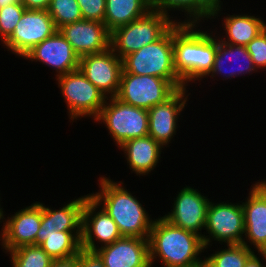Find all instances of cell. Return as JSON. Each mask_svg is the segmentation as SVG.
Instances as JSON below:
<instances>
[{"mask_svg": "<svg viewBox=\"0 0 266 267\" xmlns=\"http://www.w3.org/2000/svg\"><path fill=\"white\" fill-rule=\"evenodd\" d=\"M200 26V27H199ZM199 27V28H198ZM202 24L173 25V59L174 69L185 87L196 81L207 79L211 72L216 51L217 34L219 31H207L201 29ZM198 28V29H197ZM190 83V84H189Z\"/></svg>", "mask_w": 266, "mask_h": 267, "instance_id": "1", "label": "cell"}, {"mask_svg": "<svg viewBox=\"0 0 266 267\" xmlns=\"http://www.w3.org/2000/svg\"><path fill=\"white\" fill-rule=\"evenodd\" d=\"M98 192L89 193L90 197L117 224L122 236L149 238L155 218L140 203L133 193L127 190L124 181H114L101 175L98 178Z\"/></svg>", "mask_w": 266, "mask_h": 267, "instance_id": "2", "label": "cell"}, {"mask_svg": "<svg viewBox=\"0 0 266 267\" xmlns=\"http://www.w3.org/2000/svg\"><path fill=\"white\" fill-rule=\"evenodd\" d=\"M148 241L151 267L159 261L162 267H185L204 261L202 237L172 225L162 216L154 220Z\"/></svg>", "mask_w": 266, "mask_h": 267, "instance_id": "3", "label": "cell"}, {"mask_svg": "<svg viewBox=\"0 0 266 267\" xmlns=\"http://www.w3.org/2000/svg\"><path fill=\"white\" fill-rule=\"evenodd\" d=\"M122 62V73L157 76L177 90L185 87L174 69L173 26L160 39L125 56Z\"/></svg>", "mask_w": 266, "mask_h": 267, "instance_id": "4", "label": "cell"}, {"mask_svg": "<svg viewBox=\"0 0 266 267\" xmlns=\"http://www.w3.org/2000/svg\"><path fill=\"white\" fill-rule=\"evenodd\" d=\"M175 22L151 9L143 17L110 33V49L123 59L130 53L160 39Z\"/></svg>", "mask_w": 266, "mask_h": 267, "instance_id": "5", "label": "cell"}, {"mask_svg": "<svg viewBox=\"0 0 266 267\" xmlns=\"http://www.w3.org/2000/svg\"><path fill=\"white\" fill-rule=\"evenodd\" d=\"M55 79L64 97L70 123L86 117L94 120L99 115L107 97L79 69Z\"/></svg>", "mask_w": 266, "mask_h": 267, "instance_id": "6", "label": "cell"}, {"mask_svg": "<svg viewBox=\"0 0 266 267\" xmlns=\"http://www.w3.org/2000/svg\"><path fill=\"white\" fill-rule=\"evenodd\" d=\"M94 121L105 125L117 148L130 139L148 136V110L126 104L116 97L107 98Z\"/></svg>", "mask_w": 266, "mask_h": 267, "instance_id": "7", "label": "cell"}, {"mask_svg": "<svg viewBox=\"0 0 266 267\" xmlns=\"http://www.w3.org/2000/svg\"><path fill=\"white\" fill-rule=\"evenodd\" d=\"M229 200L209 203L206 217V232H203L205 252L212 246L213 241L219 244H241L244 239V211L242 204ZM208 234V235H207Z\"/></svg>", "mask_w": 266, "mask_h": 267, "instance_id": "8", "label": "cell"}, {"mask_svg": "<svg viewBox=\"0 0 266 267\" xmlns=\"http://www.w3.org/2000/svg\"><path fill=\"white\" fill-rule=\"evenodd\" d=\"M176 91L177 89L166 79L122 73L115 97L131 106L149 110L157 104L164 103Z\"/></svg>", "mask_w": 266, "mask_h": 267, "instance_id": "9", "label": "cell"}, {"mask_svg": "<svg viewBox=\"0 0 266 267\" xmlns=\"http://www.w3.org/2000/svg\"><path fill=\"white\" fill-rule=\"evenodd\" d=\"M58 29L47 10H25L14 32L3 43L15 57H24L35 45L51 37Z\"/></svg>", "mask_w": 266, "mask_h": 267, "instance_id": "10", "label": "cell"}, {"mask_svg": "<svg viewBox=\"0 0 266 267\" xmlns=\"http://www.w3.org/2000/svg\"><path fill=\"white\" fill-rule=\"evenodd\" d=\"M2 213V228L0 245L4 253L24 245H36V236L42 221V202L35 201L30 206H24L10 217Z\"/></svg>", "mask_w": 266, "mask_h": 267, "instance_id": "11", "label": "cell"}, {"mask_svg": "<svg viewBox=\"0 0 266 267\" xmlns=\"http://www.w3.org/2000/svg\"><path fill=\"white\" fill-rule=\"evenodd\" d=\"M179 191L173 199L172 209L162 217L176 227L203 237L202 230L205 229L207 209L211 199L189 185Z\"/></svg>", "mask_w": 266, "mask_h": 267, "instance_id": "12", "label": "cell"}, {"mask_svg": "<svg viewBox=\"0 0 266 267\" xmlns=\"http://www.w3.org/2000/svg\"><path fill=\"white\" fill-rule=\"evenodd\" d=\"M187 87L178 89L164 103L157 104L148 110V135L159 142L164 148L169 147L177 133L183 110L188 105ZM173 139V140H172Z\"/></svg>", "mask_w": 266, "mask_h": 267, "instance_id": "13", "label": "cell"}, {"mask_svg": "<svg viewBox=\"0 0 266 267\" xmlns=\"http://www.w3.org/2000/svg\"><path fill=\"white\" fill-rule=\"evenodd\" d=\"M79 70L107 98L117 95L123 62L110 48L102 53L81 56Z\"/></svg>", "mask_w": 266, "mask_h": 267, "instance_id": "14", "label": "cell"}, {"mask_svg": "<svg viewBox=\"0 0 266 267\" xmlns=\"http://www.w3.org/2000/svg\"><path fill=\"white\" fill-rule=\"evenodd\" d=\"M117 224L89 197L82 212L81 248L96 251L120 239ZM99 243V244H98Z\"/></svg>", "mask_w": 266, "mask_h": 267, "instance_id": "15", "label": "cell"}, {"mask_svg": "<svg viewBox=\"0 0 266 267\" xmlns=\"http://www.w3.org/2000/svg\"><path fill=\"white\" fill-rule=\"evenodd\" d=\"M255 182L248 189L250 191L245 201H241L245 222L242 243L259 252L266 244V179Z\"/></svg>", "mask_w": 266, "mask_h": 267, "instance_id": "16", "label": "cell"}, {"mask_svg": "<svg viewBox=\"0 0 266 267\" xmlns=\"http://www.w3.org/2000/svg\"><path fill=\"white\" fill-rule=\"evenodd\" d=\"M79 58L59 30L35 45L23 57L32 63L40 62L52 68L56 72L54 73L56 77L79 69Z\"/></svg>", "mask_w": 266, "mask_h": 267, "instance_id": "17", "label": "cell"}, {"mask_svg": "<svg viewBox=\"0 0 266 267\" xmlns=\"http://www.w3.org/2000/svg\"><path fill=\"white\" fill-rule=\"evenodd\" d=\"M58 30L79 57L102 53L110 48V32L102 22L83 19Z\"/></svg>", "mask_w": 266, "mask_h": 267, "instance_id": "18", "label": "cell"}, {"mask_svg": "<svg viewBox=\"0 0 266 267\" xmlns=\"http://www.w3.org/2000/svg\"><path fill=\"white\" fill-rule=\"evenodd\" d=\"M96 252L105 267H151L148 238L122 236Z\"/></svg>", "mask_w": 266, "mask_h": 267, "instance_id": "19", "label": "cell"}, {"mask_svg": "<svg viewBox=\"0 0 266 267\" xmlns=\"http://www.w3.org/2000/svg\"><path fill=\"white\" fill-rule=\"evenodd\" d=\"M217 34V51L211 72L206 76L211 79L223 77L222 81L236 77H244L245 74L259 72L253 64V60L246 46L232 45L222 42ZM228 64V65H227ZM237 65V66H236ZM230 67V68H229ZM251 73V74H250ZM217 76V77H216ZM227 79V80H226Z\"/></svg>", "mask_w": 266, "mask_h": 267, "instance_id": "20", "label": "cell"}, {"mask_svg": "<svg viewBox=\"0 0 266 267\" xmlns=\"http://www.w3.org/2000/svg\"><path fill=\"white\" fill-rule=\"evenodd\" d=\"M117 149L123 151L126 163L131 173L137 176H148L151 171L156 169L159 161L161 162V154L164 147L151 136H145L130 139L121 144Z\"/></svg>", "mask_w": 266, "mask_h": 267, "instance_id": "21", "label": "cell"}, {"mask_svg": "<svg viewBox=\"0 0 266 267\" xmlns=\"http://www.w3.org/2000/svg\"><path fill=\"white\" fill-rule=\"evenodd\" d=\"M223 33L218 38L227 44L246 46L252 39H254L261 31L266 28V22L258 15L249 14H233L226 13L222 18ZM222 27V28H221ZM221 36V37H220Z\"/></svg>", "mask_w": 266, "mask_h": 267, "instance_id": "22", "label": "cell"}, {"mask_svg": "<svg viewBox=\"0 0 266 267\" xmlns=\"http://www.w3.org/2000/svg\"><path fill=\"white\" fill-rule=\"evenodd\" d=\"M90 194L68 201L59 209L47 207L42 203V221L40 227H51L56 232H82V212ZM55 209V210H54Z\"/></svg>", "mask_w": 266, "mask_h": 267, "instance_id": "23", "label": "cell"}, {"mask_svg": "<svg viewBox=\"0 0 266 267\" xmlns=\"http://www.w3.org/2000/svg\"><path fill=\"white\" fill-rule=\"evenodd\" d=\"M150 10L151 0H106L104 24L111 33L143 17Z\"/></svg>", "mask_w": 266, "mask_h": 267, "instance_id": "24", "label": "cell"}, {"mask_svg": "<svg viewBox=\"0 0 266 267\" xmlns=\"http://www.w3.org/2000/svg\"><path fill=\"white\" fill-rule=\"evenodd\" d=\"M151 9L170 17L179 24H204L205 23V0H151ZM172 11L184 12L180 20L169 15ZM174 18V19H173ZM177 20H176V19ZM204 23H203V22Z\"/></svg>", "mask_w": 266, "mask_h": 267, "instance_id": "25", "label": "cell"}, {"mask_svg": "<svg viewBox=\"0 0 266 267\" xmlns=\"http://www.w3.org/2000/svg\"><path fill=\"white\" fill-rule=\"evenodd\" d=\"M82 232H63L56 234L41 235L36 240L39 245L52 259H65L75 255L81 249Z\"/></svg>", "mask_w": 266, "mask_h": 267, "instance_id": "26", "label": "cell"}, {"mask_svg": "<svg viewBox=\"0 0 266 267\" xmlns=\"http://www.w3.org/2000/svg\"><path fill=\"white\" fill-rule=\"evenodd\" d=\"M222 247L210 256H204L206 267H244L248 258L254 253L243 243L227 244Z\"/></svg>", "mask_w": 266, "mask_h": 267, "instance_id": "27", "label": "cell"}, {"mask_svg": "<svg viewBox=\"0 0 266 267\" xmlns=\"http://www.w3.org/2000/svg\"><path fill=\"white\" fill-rule=\"evenodd\" d=\"M6 253L12 267H50L53 260L39 245H24Z\"/></svg>", "mask_w": 266, "mask_h": 267, "instance_id": "28", "label": "cell"}, {"mask_svg": "<svg viewBox=\"0 0 266 267\" xmlns=\"http://www.w3.org/2000/svg\"><path fill=\"white\" fill-rule=\"evenodd\" d=\"M47 11L57 29L83 20L77 0H51Z\"/></svg>", "mask_w": 266, "mask_h": 267, "instance_id": "29", "label": "cell"}, {"mask_svg": "<svg viewBox=\"0 0 266 267\" xmlns=\"http://www.w3.org/2000/svg\"><path fill=\"white\" fill-rule=\"evenodd\" d=\"M25 6L21 1L0 8V42L3 44L14 32L21 19Z\"/></svg>", "mask_w": 266, "mask_h": 267, "instance_id": "30", "label": "cell"}, {"mask_svg": "<svg viewBox=\"0 0 266 267\" xmlns=\"http://www.w3.org/2000/svg\"><path fill=\"white\" fill-rule=\"evenodd\" d=\"M254 66L259 71L266 69V28L246 45Z\"/></svg>", "mask_w": 266, "mask_h": 267, "instance_id": "31", "label": "cell"}, {"mask_svg": "<svg viewBox=\"0 0 266 267\" xmlns=\"http://www.w3.org/2000/svg\"><path fill=\"white\" fill-rule=\"evenodd\" d=\"M84 20L104 23L106 0H77Z\"/></svg>", "mask_w": 266, "mask_h": 267, "instance_id": "32", "label": "cell"}, {"mask_svg": "<svg viewBox=\"0 0 266 267\" xmlns=\"http://www.w3.org/2000/svg\"><path fill=\"white\" fill-rule=\"evenodd\" d=\"M77 267H105V265L96 251L81 248L77 255Z\"/></svg>", "mask_w": 266, "mask_h": 267, "instance_id": "33", "label": "cell"}, {"mask_svg": "<svg viewBox=\"0 0 266 267\" xmlns=\"http://www.w3.org/2000/svg\"><path fill=\"white\" fill-rule=\"evenodd\" d=\"M223 2L224 0H205V20H207V22L209 21L208 19L211 21L213 19H218L219 21L220 18L218 17H220L222 14H225L222 12L223 10H221L224 9Z\"/></svg>", "mask_w": 266, "mask_h": 267, "instance_id": "34", "label": "cell"}, {"mask_svg": "<svg viewBox=\"0 0 266 267\" xmlns=\"http://www.w3.org/2000/svg\"><path fill=\"white\" fill-rule=\"evenodd\" d=\"M27 10H47L51 0H20Z\"/></svg>", "mask_w": 266, "mask_h": 267, "instance_id": "35", "label": "cell"}, {"mask_svg": "<svg viewBox=\"0 0 266 267\" xmlns=\"http://www.w3.org/2000/svg\"><path fill=\"white\" fill-rule=\"evenodd\" d=\"M50 267H77V255L65 259H53Z\"/></svg>", "mask_w": 266, "mask_h": 267, "instance_id": "36", "label": "cell"}, {"mask_svg": "<svg viewBox=\"0 0 266 267\" xmlns=\"http://www.w3.org/2000/svg\"><path fill=\"white\" fill-rule=\"evenodd\" d=\"M259 255V256H257ZM259 253L254 252L246 261L244 267H266V261ZM264 260V261H263Z\"/></svg>", "mask_w": 266, "mask_h": 267, "instance_id": "37", "label": "cell"}, {"mask_svg": "<svg viewBox=\"0 0 266 267\" xmlns=\"http://www.w3.org/2000/svg\"><path fill=\"white\" fill-rule=\"evenodd\" d=\"M51 234H56V231L51 228V227H40L37 236H36V240L41 236V235H51Z\"/></svg>", "mask_w": 266, "mask_h": 267, "instance_id": "38", "label": "cell"}, {"mask_svg": "<svg viewBox=\"0 0 266 267\" xmlns=\"http://www.w3.org/2000/svg\"><path fill=\"white\" fill-rule=\"evenodd\" d=\"M20 0H0V8L19 2Z\"/></svg>", "mask_w": 266, "mask_h": 267, "instance_id": "39", "label": "cell"}, {"mask_svg": "<svg viewBox=\"0 0 266 267\" xmlns=\"http://www.w3.org/2000/svg\"><path fill=\"white\" fill-rule=\"evenodd\" d=\"M261 257L264 258V260L266 261V244L261 248V250L258 252Z\"/></svg>", "mask_w": 266, "mask_h": 267, "instance_id": "40", "label": "cell"}, {"mask_svg": "<svg viewBox=\"0 0 266 267\" xmlns=\"http://www.w3.org/2000/svg\"><path fill=\"white\" fill-rule=\"evenodd\" d=\"M185 267H206V266H205V262L203 261L201 263L193 264V265L185 266Z\"/></svg>", "mask_w": 266, "mask_h": 267, "instance_id": "41", "label": "cell"}, {"mask_svg": "<svg viewBox=\"0 0 266 267\" xmlns=\"http://www.w3.org/2000/svg\"><path fill=\"white\" fill-rule=\"evenodd\" d=\"M2 200H1V197H0V224H2V213H3V207H1L2 205H1V202Z\"/></svg>", "mask_w": 266, "mask_h": 267, "instance_id": "42", "label": "cell"}]
</instances>
